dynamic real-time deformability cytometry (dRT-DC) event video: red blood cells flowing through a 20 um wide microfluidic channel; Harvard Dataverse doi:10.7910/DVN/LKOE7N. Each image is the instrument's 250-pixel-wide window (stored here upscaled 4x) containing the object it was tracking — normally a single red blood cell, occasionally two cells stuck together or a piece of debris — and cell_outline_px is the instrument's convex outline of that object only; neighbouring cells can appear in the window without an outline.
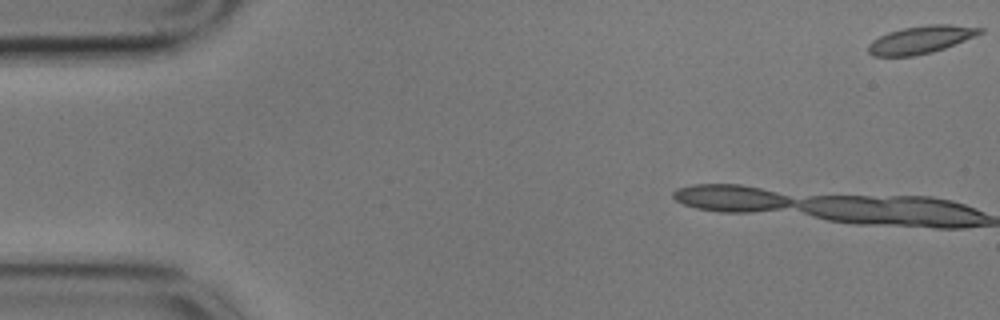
{"species": "common noctule bat (a hibernating species)", "species_latin": "Nyctalus noctula", "temperature_condition": "cold", "stored_images_in_passage": 4, "camera_frame_rate_fps": 3000, "um_per_image_px": 0.085, "animal": {"sex": "male", "body_mass_g": 17.9}, "frame": {"image": 1, "passage_image": 1, "time_ms": 0.0, "image_size_px": [1000, 320], "cell_outline_px": [[984, 32], [944, 48], [932, 52], [912, 56], [872, 56], [868, 52], [868, 44], [872, 40], [888, 32], [904, 28], [928, 24], [948, 24], [984, 28]], "centroid_in_image_um": [78.25, 3.37], "position_along_channel_um": 6.8, "area_um2": 17.86}}